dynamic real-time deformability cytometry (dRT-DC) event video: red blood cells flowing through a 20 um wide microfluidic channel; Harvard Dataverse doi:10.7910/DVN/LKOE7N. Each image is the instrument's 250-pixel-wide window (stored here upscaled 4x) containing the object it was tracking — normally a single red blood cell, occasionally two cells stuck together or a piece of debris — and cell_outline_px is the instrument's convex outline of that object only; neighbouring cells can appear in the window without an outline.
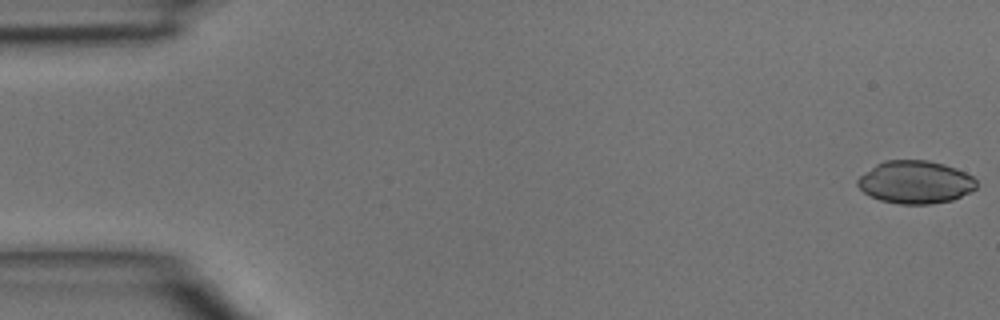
{"species": "common noctule bat (a hibernating species)", "species_latin": "Nyctalus noctula", "temperature_condition": "room temperature", "stored_images_in_passage": 4, "camera_frame_rate_fps": 3000, "um_per_image_px": 0.085, "animal": {"sex": "male", "body_mass_g": 15.6}, "frame": {"image": 1, "passage_image": 1, "time_ms": 0.0, "image_size_px": [1000, 320], "cell_outline_px": [[976, 188], [972, 192], [952, 200], [932, 204], [900, 204], [880, 200], [864, 192], [856, 184], [856, 180], [860, 176], [876, 164], [884, 160], [928, 160], [944, 164], [956, 168], [972, 176], [976, 180]], "centroid_in_image_um": [77.82, 15.48], "position_along_channel_um": 7.2, "area_um2": 29.71}}